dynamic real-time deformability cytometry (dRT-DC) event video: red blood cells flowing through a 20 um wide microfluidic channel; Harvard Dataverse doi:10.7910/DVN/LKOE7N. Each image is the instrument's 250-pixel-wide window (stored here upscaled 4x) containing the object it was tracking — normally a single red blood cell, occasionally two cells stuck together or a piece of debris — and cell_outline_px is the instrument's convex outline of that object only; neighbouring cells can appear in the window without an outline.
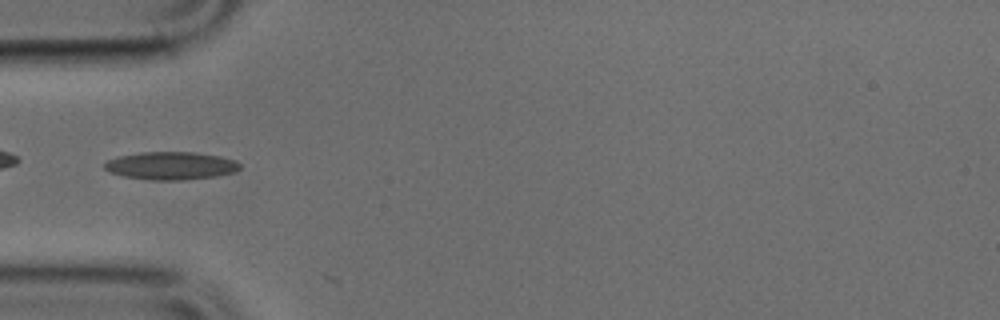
{"species": "common noctule bat (a hibernating species)", "species_latin": "Nyctalus noctula", "temperature_condition": "cold", "stored_images_in_passage": 2, "camera_frame_rate_fps": 3000, "um_per_image_px": 0.085, "animal": {"sex": "male", "body_mass_g": 17.9, "forearm_length_mm": 54.2}, "frame": {"image": 1, "passage_image": 1, "time_ms": 0.0, "image_size_px": [1000, 320], "cell_outline_px": [[240, 168], [236, 172], [216, 176], [180, 180], [152, 180], [124, 176], [108, 172], [104, 168], [104, 164], [108, 160], [120, 156], [140, 152], [196, 152], [220, 156], [236, 160], [240, 164]], "centroid_in_image_um": [14.55, 14.08], "position_along_channel_um": 70.5, "area_um2": 22.02}}